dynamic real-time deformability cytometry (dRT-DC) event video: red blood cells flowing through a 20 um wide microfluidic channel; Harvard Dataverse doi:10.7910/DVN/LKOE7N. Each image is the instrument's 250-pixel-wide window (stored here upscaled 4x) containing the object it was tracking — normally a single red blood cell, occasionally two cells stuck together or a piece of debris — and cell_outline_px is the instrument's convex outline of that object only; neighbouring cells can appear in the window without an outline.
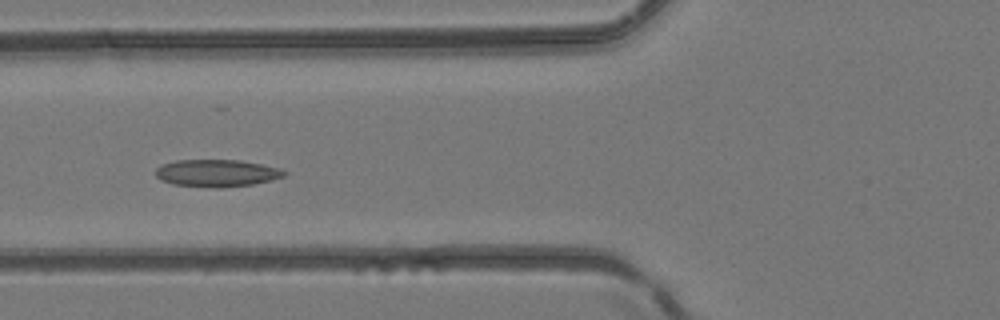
{"species": "common noctule bat (a hibernating species)", "species_latin": "Nyctalus noctula", "temperature_condition": "room temperature", "stored_images_in_passage": 6, "camera_frame_rate_fps": 3000, "um_per_image_px": 0.085, "animal": {"sex": "female", "body_mass_g": 24.6, "forearm_length_mm": 56.2}, "frame": {"image": 1, "passage_image": 6, "time_ms": 1.667, "image_size_px": [1000, 320], "cell_outline_px": [[288, 172], [284, 176], [272, 180], [252, 184], [220, 188], [212, 188], [172, 184], [160, 180], [156, 176], [156, 168], [160, 164], [176, 160], [240, 160], [280, 168]], "centroid_in_image_um": [18.4, 14.71], "position_along_channel_um": 107.4, "area_um2": 20.58}}